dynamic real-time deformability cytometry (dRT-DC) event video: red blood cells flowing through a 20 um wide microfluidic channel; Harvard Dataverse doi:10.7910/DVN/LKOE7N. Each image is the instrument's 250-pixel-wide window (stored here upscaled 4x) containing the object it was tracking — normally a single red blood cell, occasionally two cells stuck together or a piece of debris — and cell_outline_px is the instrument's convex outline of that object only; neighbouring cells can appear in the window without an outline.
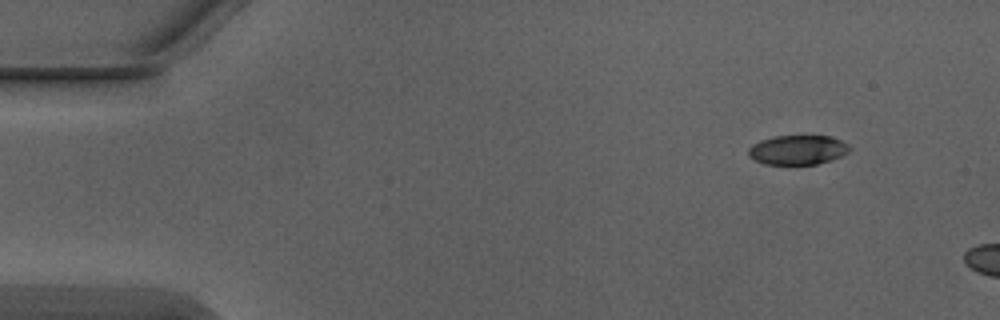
{"species": "Egyptian fruit bat (a non-hibernating species)", "species_latin": "Rousettus aegyptiacus", "temperature_condition": "warm", "stored_images_in_passage": 4, "camera_frame_rate_fps": 3000, "um_per_image_px": 0.085, "animal": {"sex": "male"}, "frame": {"image": 1, "passage_image": 1, "time_ms": 0.0, "image_size_px": [1000, 320], "cell_outline_px": [[852, 148], [848, 152], [832, 160], [816, 164], [764, 164], [748, 156], [748, 148], [752, 144], [760, 140], [776, 136], [832, 136], [848, 144]], "centroid_in_image_um": [67.81, 12.74], "position_along_channel_um": 17.2, "area_um2": 17.4}}